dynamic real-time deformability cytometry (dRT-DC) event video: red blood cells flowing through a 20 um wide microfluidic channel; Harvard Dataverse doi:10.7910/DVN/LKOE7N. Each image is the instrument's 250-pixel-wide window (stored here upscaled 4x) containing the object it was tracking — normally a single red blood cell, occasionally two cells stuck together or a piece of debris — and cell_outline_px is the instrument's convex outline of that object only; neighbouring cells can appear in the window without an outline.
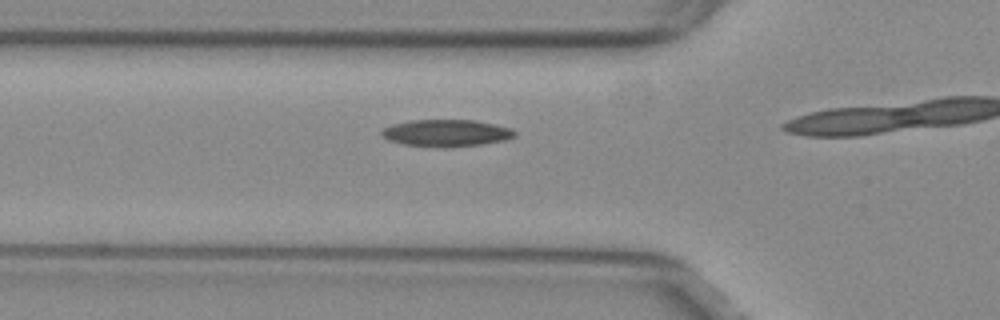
{"species": "common noctule bat (a hibernating species)", "species_latin": "Nyctalus noctula", "temperature_condition": "warm", "stored_images_in_passage": 6, "camera_frame_rate_fps": 3000, "um_per_image_px": 0.085, "animal": {"sex": "female", "body_mass_g": 29.2, "forearm_length_mm": 56.3}, "frame": {"image": 1, "passage_image": 2, "time_ms": 0.333, "image_size_px": [1000, 320], "cell_outline_px": [[516, 136], [504, 140], [480, 144], [404, 144], [388, 140], [380, 132], [384, 128], [392, 124], [408, 120], [476, 120], [496, 124], [512, 128], [516, 132]], "centroid_in_image_um": [37.97, 11.24], "position_along_channel_um": 87.8, "area_um2": 19.88}}
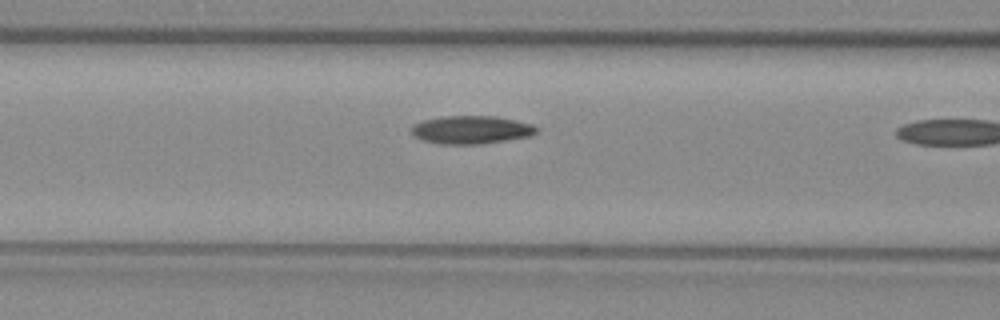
{"frame": {"image": 2, "passage_image": 5, "time_ms": 1.333, "image_size_px": [1000, 320], "cell_outline_px": [[540, 132], [532, 136], [480, 144], [440, 144], [420, 140], [412, 132], [412, 124], [424, 120], [440, 116], [496, 116], [532, 124], [540, 128]], "centroid_in_image_um": [40.09, 11.03], "position_along_channel_um": 126.5, "area_um2": 20.69}}